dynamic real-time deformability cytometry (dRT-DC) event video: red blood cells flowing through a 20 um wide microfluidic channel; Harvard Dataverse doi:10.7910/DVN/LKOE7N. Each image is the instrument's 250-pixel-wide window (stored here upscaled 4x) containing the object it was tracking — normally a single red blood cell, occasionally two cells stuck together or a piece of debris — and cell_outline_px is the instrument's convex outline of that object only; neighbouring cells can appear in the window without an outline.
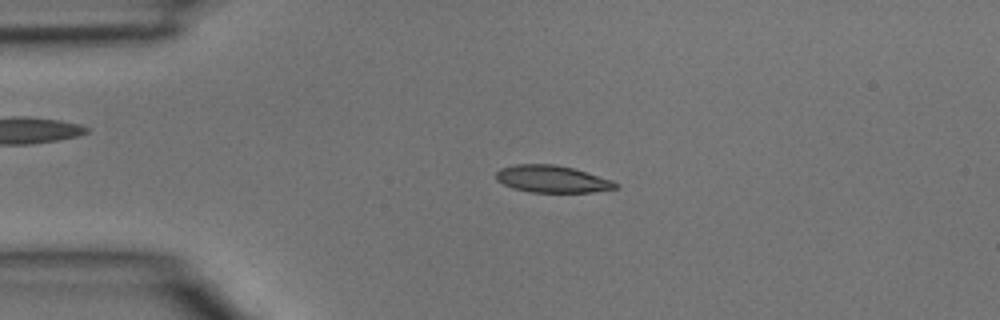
{"species": "common noctule bat (a hibernating species)", "species_latin": "Nyctalus noctula", "temperature_condition": "room temperature", "stored_images_in_passage": 44, "camera_frame_rate_fps": 3000, "um_per_image_px": 0.085, "animal": {"sex": "male", "body_mass_g": 15.6}, "frame": {"image": 1, "passage_image": 9, "time_ms": 2.667, "image_size_px": [1000, 320], "cell_outline_px": [[620, 184], [616, 188], [592, 192], [528, 192], [512, 188], [496, 180], [496, 172], [500, 168], [516, 164], [556, 164], [572, 168], [612, 180]], "centroid_in_image_um": [46.9, 15.22], "position_along_channel_um": 38.1, "area_um2": 18.84}}
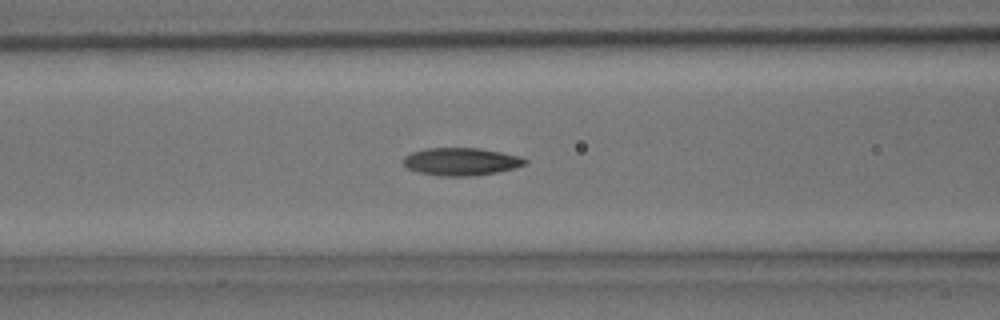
{"frame": {"image": 2, "passage_image": 17, "time_ms": 5.333, "image_size_px": [1000, 320], "cell_outline_px": [[528, 160], [524, 164], [512, 168], [496, 172], [472, 176], [440, 176], [420, 172], [408, 168], [404, 164], [404, 156], [412, 152], [424, 148], [480, 148], [520, 156]], "centroid_in_image_um": [39.17, 13.73], "position_along_channel_um": 127.4, "area_um2": 19.42}}
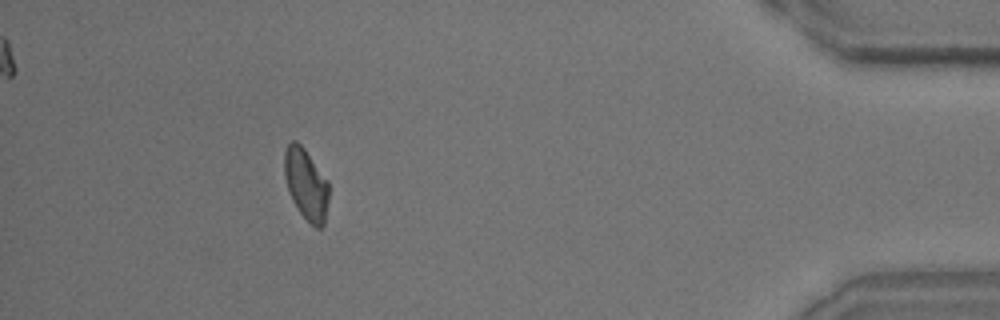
{"frame": {"image": 3, "passage_image": 40, "time_ms": 13.0, "image_size_px": [1000, 320], "cell_outline_px": [[328, 200], [324, 224], [320, 228], [316, 228], [300, 212], [292, 200], [288, 192], [284, 176], [284, 152], [288, 144], [292, 140], [296, 140], [304, 148], [328, 180]], "centroid_in_image_um": [26.0, 15.63], "position_along_channel_um": 409.2, "area_um2": 18.38}}